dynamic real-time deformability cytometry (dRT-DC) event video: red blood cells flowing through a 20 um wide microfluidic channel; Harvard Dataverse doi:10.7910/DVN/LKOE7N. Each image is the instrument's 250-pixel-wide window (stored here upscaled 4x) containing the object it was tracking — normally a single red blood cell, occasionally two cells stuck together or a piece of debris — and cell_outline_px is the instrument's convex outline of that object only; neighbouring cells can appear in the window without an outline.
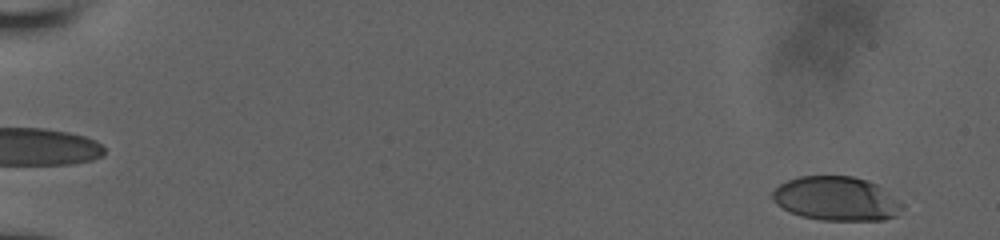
{"species": "human", "species_latin": "Homo sapiens", "temperature_condition": "room temperature", "stored_images_in_passage": 9, "camera_frame_rate_fps": 3000, "um_per_image_px": 0.085, "donor": {"sex": "male"}, "frame": {"image": 1, "passage_image": 1, "time_ms": 0.0, "image_size_px": [1000, 240], "cell_outline_px": [[904, 208], [896, 216], [884, 220], [820, 220], [800, 216], [776, 204], [768, 196], [780, 184], [788, 180], [800, 176], [852, 176], [868, 180], [876, 184], [904, 204]], "centroid_in_image_um": [71.08, 16.89], "position_along_channel_um": 13.9, "area_um2": 33.47}}
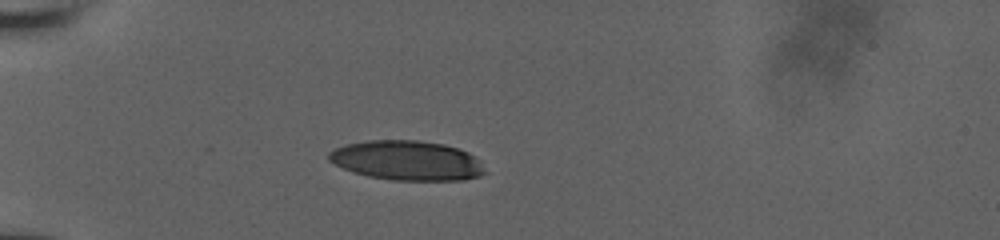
{"frame": {"image": 2, "passage_image": 7, "time_ms": 5.0, "image_size_px": [1000, 240], "cell_outline_px": [[484, 172], [480, 176], [464, 180], [392, 180], [368, 176], [352, 172], [328, 160], [328, 152], [336, 148], [348, 144], [368, 140], [416, 140], [444, 144], [468, 152], [476, 160]], "centroid_in_image_um": [34.54, 13.64], "position_along_channel_um": 50.5, "area_um2": 35.6}}
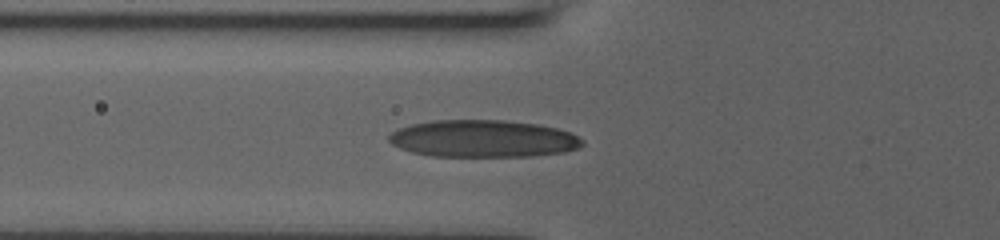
{"frame": {"image": 3, "passage_image": 9, "time_ms": 6.667, "image_size_px": [1000, 240], "cell_outline_px": [[584, 144], [576, 148], [564, 152], [532, 156], [432, 156], [412, 152], [400, 148], [392, 144], [388, 140], [388, 136], [392, 132], [400, 128], [412, 124], [436, 120], [504, 120], [536, 124], [556, 128], [568, 132], [584, 140]], "centroid_in_image_um": [41.05, 11.79], "position_along_channel_um": 84.7, "area_um2": 41.73}}